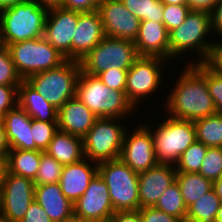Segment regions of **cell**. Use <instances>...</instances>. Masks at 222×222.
I'll return each mask as SVG.
<instances>
[{
	"instance_id": "obj_30",
	"label": "cell",
	"mask_w": 222,
	"mask_h": 222,
	"mask_svg": "<svg viewBox=\"0 0 222 222\" xmlns=\"http://www.w3.org/2000/svg\"><path fill=\"white\" fill-rule=\"evenodd\" d=\"M154 207L158 210L164 211L167 214L179 218L181 221L186 220L187 207L184 203L177 181L172 183L164 191Z\"/></svg>"
},
{
	"instance_id": "obj_34",
	"label": "cell",
	"mask_w": 222,
	"mask_h": 222,
	"mask_svg": "<svg viewBox=\"0 0 222 222\" xmlns=\"http://www.w3.org/2000/svg\"><path fill=\"white\" fill-rule=\"evenodd\" d=\"M204 178L215 182L222 175V147H208L198 172Z\"/></svg>"
},
{
	"instance_id": "obj_54",
	"label": "cell",
	"mask_w": 222,
	"mask_h": 222,
	"mask_svg": "<svg viewBox=\"0 0 222 222\" xmlns=\"http://www.w3.org/2000/svg\"><path fill=\"white\" fill-rule=\"evenodd\" d=\"M163 4H171V5H187L188 0H161Z\"/></svg>"
},
{
	"instance_id": "obj_49",
	"label": "cell",
	"mask_w": 222,
	"mask_h": 222,
	"mask_svg": "<svg viewBox=\"0 0 222 222\" xmlns=\"http://www.w3.org/2000/svg\"><path fill=\"white\" fill-rule=\"evenodd\" d=\"M8 172V155H0V193Z\"/></svg>"
},
{
	"instance_id": "obj_21",
	"label": "cell",
	"mask_w": 222,
	"mask_h": 222,
	"mask_svg": "<svg viewBox=\"0 0 222 222\" xmlns=\"http://www.w3.org/2000/svg\"><path fill=\"white\" fill-rule=\"evenodd\" d=\"M88 161L84 157L76 163L63 166L59 184L63 194L72 203L85 193L90 181L98 173V163L93 167Z\"/></svg>"
},
{
	"instance_id": "obj_33",
	"label": "cell",
	"mask_w": 222,
	"mask_h": 222,
	"mask_svg": "<svg viewBox=\"0 0 222 222\" xmlns=\"http://www.w3.org/2000/svg\"><path fill=\"white\" fill-rule=\"evenodd\" d=\"M63 165L46 152H41V160L34 180L35 185L57 183L60 180Z\"/></svg>"
},
{
	"instance_id": "obj_18",
	"label": "cell",
	"mask_w": 222,
	"mask_h": 222,
	"mask_svg": "<svg viewBox=\"0 0 222 222\" xmlns=\"http://www.w3.org/2000/svg\"><path fill=\"white\" fill-rule=\"evenodd\" d=\"M104 37L99 12H79L72 39V60L81 61Z\"/></svg>"
},
{
	"instance_id": "obj_55",
	"label": "cell",
	"mask_w": 222,
	"mask_h": 222,
	"mask_svg": "<svg viewBox=\"0 0 222 222\" xmlns=\"http://www.w3.org/2000/svg\"><path fill=\"white\" fill-rule=\"evenodd\" d=\"M215 221L216 222H222V202H221L220 207L217 211V216L215 218Z\"/></svg>"
},
{
	"instance_id": "obj_15",
	"label": "cell",
	"mask_w": 222,
	"mask_h": 222,
	"mask_svg": "<svg viewBox=\"0 0 222 222\" xmlns=\"http://www.w3.org/2000/svg\"><path fill=\"white\" fill-rule=\"evenodd\" d=\"M49 12L51 17H49ZM78 17V11L67 10L63 7L50 8L46 17L44 38L66 60H72V39Z\"/></svg>"
},
{
	"instance_id": "obj_20",
	"label": "cell",
	"mask_w": 222,
	"mask_h": 222,
	"mask_svg": "<svg viewBox=\"0 0 222 222\" xmlns=\"http://www.w3.org/2000/svg\"><path fill=\"white\" fill-rule=\"evenodd\" d=\"M96 119L94 113L74 97L58 109V130L83 138Z\"/></svg>"
},
{
	"instance_id": "obj_12",
	"label": "cell",
	"mask_w": 222,
	"mask_h": 222,
	"mask_svg": "<svg viewBox=\"0 0 222 222\" xmlns=\"http://www.w3.org/2000/svg\"><path fill=\"white\" fill-rule=\"evenodd\" d=\"M161 57L139 56L127 72L125 93L127 99L137 107L138 100L155 93L163 77Z\"/></svg>"
},
{
	"instance_id": "obj_53",
	"label": "cell",
	"mask_w": 222,
	"mask_h": 222,
	"mask_svg": "<svg viewBox=\"0 0 222 222\" xmlns=\"http://www.w3.org/2000/svg\"><path fill=\"white\" fill-rule=\"evenodd\" d=\"M59 222H84L77 214L72 213L70 216L62 219Z\"/></svg>"
},
{
	"instance_id": "obj_39",
	"label": "cell",
	"mask_w": 222,
	"mask_h": 222,
	"mask_svg": "<svg viewBox=\"0 0 222 222\" xmlns=\"http://www.w3.org/2000/svg\"><path fill=\"white\" fill-rule=\"evenodd\" d=\"M206 83L213 98L216 111L222 113V77L206 65Z\"/></svg>"
},
{
	"instance_id": "obj_10",
	"label": "cell",
	"mask_w": 222,
	"mask_h": 222,
	"mask_svg": "<svg viewBox=\"0 0 222 222\" xmlns=\"http://www.w3.org/2000/svg\"><path fill=\"white\" fill-rule=\"evenodd\" d=\"M116 120L119 118H97L83 137L84 157L92 164L120 158L126 130Z\"/></svg>"
},
{
	"instance_id": "obj_48",
	"label": "cell",
	"mask_w": 222,
	"mask_h": 222,
	"mask_svg": "<svg viewBox=\"0 0 222 222\" xmlns=\"http://www.w3.org/2000/svg\"><path fill=\"white\" fill-rule=\"evenodd\" d=\"M10 145L3 123L0 121V155H8Z\"/></svg>"
},
{
	"instance_id": "obj_44",
	"label": "cell",
	"mask_w": 222,
	"mask_h": 222,
	"mask_svg": "<svg viewBox=\"0 0 222 222\" xmlns=\"http://www.w3.org/2000/svg\"><path fill=\"white\" fill-rule=\"evenodd\" d=\"M20 222H53L39 203L34 199Z\"/></svg>"
},
{
	"instance_id": "obj_4",
	"label": "cell",
	"mask_w": 222,
	"mask_h": 222,
	"mask_svg": "<svg viewBox=\"0 0 222 222\" xmlns=\"http://www.w3.org/2000/svg\"><path fill=\"white\" fill-rule=\"evenodd\" d=\"M80 72V61L66 60L55 69L31 75L26 81L52 106L59 109L69 99L76 97Z\"/></svg>"
},
{
	"instance_id": "obj_14",
	"label": "cell",
	"mask_w": 222,
	"mask_h": 222,
	"mask_svg": "<svg viewBox=\"0 0 222 222\" xmlns=\"http://www.w3.org/2000/svg\"><path fill=\"white\" fill-rule=\"evenodd\" d=\"M104 35L111 38L134 41L138 35L140 20L121 0H102L98 10Z\"/></svg>"
},
{
	"instance_id": "obj_19",
	"label": "cell",
	"mask_w": 222,
	"mask_h": 222,
	"mask_svg": "<svg viewBox=\"0 0 222 222\" xmlns=\"http://www.w3.org/2000/svg\"><path fill=\"white\" fill-rule=\"evenodd\" d=\"M134 44L139 56L169 59V32L163 23L140 21Z\"/></svg>"
},
{
	"instance_id": "obj_8",
	"label": "cell",
	"mask_w": 222,
	"mask_h": 222,
	"mask_svg": "<svg viewBox=\"0 0 222 222\" xmlns=\"http://www.w3.org/2000/svg\"><path fill=\"white\" fill-rule=\"evenodd\" d=\"M139 57L134 41L105 36L81 61L84 73L98 76L110 69L129 70Z\"/></svg>"
},
{
	"instance_id": "obj_27",
	"label": "cell",
	"mask_w": 222,
	"mask_h": 222,
	"mask_svg": "<svg viewBox=\"0 0 222 222\" xmlns=\"http://www.w3.org/2000/svg\"><path fill=\"white\" fill-rule=\"evenodd\" d=\"M176 181L187 208L203 194L213 189V182L199 173L177 172Z\"/></svg>"
},
{
	"instance_id": "obj_36",
	"label": "cell",
	"mask_w": 222,
	"mask_h": 222,
	"mask_svg": "<svg viewBox=\"0 0 222 222\" xmlns=\"http://www.w3.org/2000/svg\"><path fill=\"white\" fill-rule=\"evenodd\" d=\"M22 81L8 47L0 44V85L19 86Z\"/></svg>"
},
{
	"instance_id": "obj_47",
	"label": "cell",
	"mask_w": 222,
	"mask_h": 222,
	"mask_svg": "<svg viewBox=\"0 0 222 222\" xmlns=\"http://www.w3.org/2000/svg\"><path fill=\"white\" fill-rule=\"evenodd\" d=\"M211 14V26L217 35L222 36V0L216 5Z\"/></svg>"
},
{
	"instance_id": "obj_22",
	"label": "cell",
	"mask_w": 222,
	"mask_h": 222,
	"mask_svg": "<svg viewBox=\"0 0 222 222\" xmlns=\"http://www.w3.org/2000/svg\"><path fill=\"white\" fill-rule=\"evenodd\" d=\"M7 134L11 149L35 150L32 139V118L18 105L9 110L0 120Z\"/></svg>"
},
{
	"instance_id": "obj_41",
	"label": "cell",
	"mask_w": 222,
	"mask_h": 222,
	"mask_svg": "<svg viewBox=\"0 0 222 222\" xmlns=\"http://www.w3.org/2000/svg\"><path fill=\"white\" fill-rule=\"evenodd\" d=\"M141 222H181V220L173 215L153 207L139 208Z\"/></svg>"
},
{
	"instance_id": "obj_1",
	"label": "cell",
	"mask_w": 222,
	"mask_h": 222,
	"mask_svg": "<svg viewBox=\"0 0 222 222\" xmlns=\"http://www.w3.org/2000/svg\"><path fill=\"white\" fill-rule=\"evenodd\" d=\"M177 81L166 102L170 117L194 122L217 112L206 83L205 63H188Z\"/></svg>"
},
{
	"instance_id": "obj_5",
	"label": "cell",
	"mask_w": 222,
	"mask_h": 222,
	"mask_svg": "<svg viewBox=\"0 0 222 222\" xmlns=\"http://www.w3.org/2000/svg\"><path fill=\"white\" fill-rule=\"evenodd\" d=\"M98 173L105 181L114 212L140 208L138 173L120 158L98 163Z\"/></svg>"
},
{
	"instance_id": "obj_32",
	"label": "cell",
	"mask_w": 222,
	"mask_h": 222,
	"mask_svg": "<svg viewBox=\"0 0 222 222\" xmlns=\"http://www.w3.org/2000/svg\"><path fill=\"white\" fill-rule=\"evenodd\" d=\"M207 146L195 141L180 156L175 165L176 172L198 173L205 157Z\"/></svg>"
},
{
	"instance_id": "obj_3",
	"label": "cell",
	"mask_w": 222,
	"mask_h": 222,
	"mask_svg": "<svg viewBox=\"0 0 222 222\" xmlns=\"http://www.w3.org/2000/svg\"><path fill=\"white\" fill-rule=\"evenodd\" d=\"M76 98L97 118H125L135 108L125 91L110 89L97 76L82 70L77 81Z\"/></svg>"
},
{
	"instance_id": "obj_50",
	"label": "cell",
	"mask_w": 222,
	"mask_h": 222,
	"mask_svg": "<svg viewBox=\"0 0 222 222\" xmlns=\"http://www.w3.org/2000/svg\"><path fill=\"white\" fill-rule=\"evenodd\" d=\"M40 5L50 9L55 7H62L63 0H36Z\"/></svg>"
},
{
	"instance_id": "obj_6",
	"label": "cell",
	"mask_w": 222,
	"mask_h": 222,
	"mask_svg": "<svg viewBox=\"0 0 222 222\" xmlns=\"http://www.w3.org/2000/svg\"><path fill=\"white\" fill-rule=\"evenodd\" d=\"M212 31L211 14L205 11H190L186 19L177 28L169 31V58H175L183 51L191 49L200 54V61L204 63L211 51L213 42L205 37ZM196 50H195V49Z\"/></svg>"
},
{
	"instance_id": "obj_16",
	"label": "cell",
	"mask_w": 222,
	"mask_h": 222,
	"mask_svg": "<svg viewBox=\"0 0 222 222\" xmlns=\"http://www.w3.org/2000/svg\"><path fill=\"white\" fill-rule=\"evenodd\" d=\"M145 126L140 125L129 136L125 131L120 155V159L138 174L158 164L151 130Z\"/></svg>"
},
{
	"instance_id": "obj_29",
	"label": "cell",
	"mask_w": 222,
	"mask_h": 222,
	"mask_svg": "<svg viewBox=\"0 0 222 222\" xmlns=\"http://www.w3.org/2000/svg\"><path fill=\"white\" fill-rule=\"evenodd\" d=\"M221 201L212 189L187 208L186 220L191 222H216Z\"/></svg>"
},
{
	"instance_id": "obj_52",
	"label": "cell",
	"mask_w": 222,
	"mask_h": 222,
	"mask_svg": "<svg viewBox=\"0 0 222 222\" xmlns=\"http://www.w3.org/2000/svg\"><path fill=\"white\" fill-rule=\"evenodd\" d=\"M22 0H0V11L4 8H8L14 6L15 4L19 3Z\"/></svg>"
},
{
	"instance_id": "obj_11",
	"label": "cell",
	"mask_w": 222,
	"mask_h": 222,
	"mask_svg": "<svg viewBox=\"0 0 222 222\" xmlns=\"http://www.w3.org/2000/svg\"><path fill=\"white\" fill-rule=\"evenodd\" d=\"M34 194L33 180L8 172L0 193V222H20Z\"/></svg>"
},
{
	"instance_id": "obj_31",
	"label": "cell",
	"mask_w": 222,
	"mask_h": 222,
	"mask_svg": "<svg viewBox=\"0 0 222 222\" xmlns=\"http://www.w3.org/2000/svg\"><path fill=\"white\" fill-rule=\"evenodd\" d=\"M124 6L140 21L163 22V3L161 0H121Z\"/></svg>"
},
{
	"instance_id": "obj_51",
	"label": "cell",
	"mask_w": 222,
	"mask_h": 222,
	"mask_svg": "<svg viewBox=\"0 0 222 222\" xmlns=\"http://www.w3.org/2000/svg\"><path fill=\"white\" fill-rule=\"evenodd\" d=\"M213 189L215 190L216 194L218 195L220 201L222 202V175L219 179L213 182Z\"/></svg>"
},
{
	"instance_id": "obj_43",
	"label": "cell",
	"mask_w": 222,
	"mask_h": 222,
	"mask_svg": "<svg viewBox=\"0 0 222 222\" xmlns=\"http://www.w3.org/2000/svg\"><path fill=\"white\" fill-rule=\"evenodd\" d=\"M213 72L222 77V43H215L204 62Z\"/></svg>"
},
{
	"instance_id": "obj_2",
	"label": "cell",
	"mask_w": 222,
	"mask_h": 222,
	"mask_svg": "<svg viewBox=\"0 0 222 222\" xmlns=\"http://www.w3.org/2000/svg\"><path fill=\"white\" fill-rule=\"evenodd\" d=\"M48 8L36 0H22L0 12V44L16 42L44 36Z\"/></svg>"
},
{
	"instance_id": "obj_23",
	"label": "cell",
	"mask_w": 222,
	"mask_h": 222,
	"mask_svg": "<svg viewBox=\"0 0 222 222\" xmlns=\"http://www.w3.org/2000/svg\"><path fill=\"white\" fill-rule=\"evenodd\" d=\"M34 199L53 222H59L74 213L73 203L63 194L59 182L35 185Z\"/></svg>"
},
{
	"instance_id": "obj_24",
	"label": "cell",
	"mask_w": 222,
	"mask_h": 222,
	"mask_svg": "<svg viewBox=\"0 0 222 222\" xmlns=\"http://www.w3.org/2000/svg\"><path fill=\"white\" fill-rule=\"evenodd\" d=\"M18 103L31 118L42 122H57L58 109L23 80L18 86Z\"/></svg>"
},
{
	"instance_id": "obj_37",
	"label": "cell",
	"mask_w": 222,
	"mask_h": 222,
	"mask_svg": "<svg viewBox=\"0 0 222 222\" xmlns=\"http://www.w3.org/2000/svg\"><path fill=\"white\" fill-rule=\"evenodd\" d=\"M191 9L188 5L163 4V24L167 31L177 28L184 22Z\"/></svg>"
},
{
	"instance_id": "obj_42",
	"label": "cell",
	"mask_w": 222,
	"mask_h": 222,
	"mask_svg": "<svg viewBox=\"0 0 222 222\" xmlns=\"http://www.w3.org/2000/svg\"><path fill=\"white\" fill-rule=\"evenodd\" d=\"M102 0H63L62 7L78 12L97 11Z\"/></svg>"
},
{
	"instance_id": "obj_13",
	"label": "cell",
	"mask_w": 222,
	"mask_h": 222,
	"mask_svg": "<svg viewBox=\"0 0 222 222\" xmlns=\"http://www.w3.org/2000/svg\"><path fill=\"white\" fill-rule=\"evenodd\" d=\"M74 213L84 222H109L115 213L108 187L97 173L90 181L85 193L73 203Z\"/></svg>"
},
{
	"instance_id": "obj_26",
	"label": "cell",
	"mask_w": 222,
	"mask_h": 222,
	"mask_svg": "<svg viewBox=\"0 0 222 222\" xmlns=\"http://www.w3.org/2000/svg\"><path fill=\"white\" fill-rule=\"evenodd\" d=\"M41 150L11 149L8 153L9 173L35 180L41 160Z\"/></svg>"
},
{
	"instance_id": "obj_17",
	"label": "cell",
	"mask_w": 222,
	"mask_h": 222,
	"mask_svg": "<svg viewBox=\"0 0 222 222\" xmlns=\"http://www.w3.org/2000/svg\"><path fill=\"white\" fill-rule=\"evenodd\" d=\"M176 169L171 164H157L138 174L140 208L153 207L164 191L176 181Z\"/></svg>"
},
{
	"instance_id": "obj_56",
	"label": "cell",
	"mask_w": 222,
	"mask_h": 222,
	"mask_svg": "<svg viewBox=\"0 0 222 222\" xmlns=\"http://www.w3.org/2000/svg\"><path fill=\"white\" fill-rule=\"evenodd\" d=\"M181 222H191V221H188V220H182Z\"/></svg>"
},
{
	"instance_id": "obj_7",
	"label": "cell",
	"mask_w": 222,
	"mask_h": 222,
	"mask_svg": "<svg viewBox=\"0 0 222 222\" xmlns=\"http://www.w3.org/2000/svg\"><path fill=\"white\" fill-rule=\"evenodd\" d=\"M7 47L22 80H26L31 75L55 69L66 61V58L44 36L16 42Z\"/></svg>"
},
{
	"instance_id": "obj_28",
	"label": "cell",
	"mask_w": 222,
	"mask_h": 222,
	"mask_svg": "<svg viewBox=\"0 0 222 222\" xmlns=\"http://www.w3.org/2000/svg\"><path fill=\"white\" fill-rule=\"evenodd\" d=\"M196 141L207 147H222V113L216 112L193 122Z\"/></svg>"
},
{
	"instance_id": "obj_9",
	"label": "cell",
	"mask_w": 222,
	"mask_h": 222,
	"mask_svg": "<svg viewBox=\"0 0 222 222\" xmlns=\"http://www.w3.org/2000/svg\"><path fill=\"white\" fill-rule=\"evenodd\" d=\"M151 133L158 164L177 163L181 154L196 141L195 127L189 120L168 117Z\"/></svg>"
},
{
	"instance_id": "obj_46",
	"label": "cell",
	"mask_w": 222,
	"mask_h": 222,
	"mask_svg": "<svg viewBox=\"0 0 222 222\" xmlns=\"http://www.w3.org/2000/svg\"><path fill=\"white\" fill-rule=\"evenodd\" d=\"M109 222H141L139 210L135 211H117Z\"/></svg>"
},
{
	"instance_id": "obj_45",
	"label": "cell",
	"mask_w": 222,
	"mask_h": 222,
	"mask_svg": "<svg viewBox=\"0 0 222 222\" xmlns=\"http://www.w3.org/2000/svg\"><path fill=\"white\" fill-rule=\"evenodd\" d=\"M220 0H188L191 11H205L211 13Z\"/></svg>"
},
{
	"instance_id": "obj_40",
	"label": "cell",
	"mask_w": 222,
	"mask_h": 222,
	"mask_svg": "<svg viewBox=\"0 0 222 222\" xmlns=\"http://www.w3.org/2000/svg\"><path fill=\"white\" fill-rule=\"evenodd\" d=\"M15 99H18V86L0 85V120L17 106Z\"/></svg>"
},
{
	"instance_id": "obj_38",
	"label": "cell",
	"mask_w": 222,
	"mask_h": 222,
	"mask_svg": "<svg viewBox=\"0 0 222 222\" xmlns=\"http://www.w3.org/2000/svg\"><path fill=\"white\" fill-rule=\"evenodd\" d=\"M128 70L110 69L100 73L97 77L110 89L125 91Z\"/></svg>"
},
{
	"instance_id": "obj_35",
	"label": "cell",
	"mask_w": 222,
	"mask_h": 222,
	"mask_svg": "<svg viewBox=\"0 0 222 222\" xmlns=\"http://www.w3.org/2000/svg\"><path fill=\"white\" fill-rule=\"evenodd\" d=\"M31 128L35 150L44 152L58 131L57 122H42L32 118Z\"/></svg>"
},
{
	"instance_id": "obj_25",
	"label": "cell",
	"mask_w": 222,
	"mask_h": 222,
	"mask_svg": "<svg viewBox=\"0 0 222 222\" xmlns=\"http://www.w3.org/2000/svg\"><path fill=\"white\" fill-rule=\"evenodd\" d=\"M63 166L84 158L83 138L58 130L44 151Z\"/></svg>"
}]
</instances>
